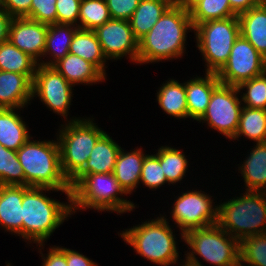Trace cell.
<instances>
[{
    "label": "cell",
    "mask_w": 266,
    "mask_h": 266,
    "mask_svg": "<svg viewBox=\"0 0 266 266\" xmlns=\"http://www.w3.org/2000/svg\"><path fill=\"white\" fill-rule=\"evenodd\" d=\"M51 191L64 193L67 202L49 197ZM72 215L71 190L23 186L22 240L28 245L45 244Z\"/></svg>",
    "instance_id": "cell-1"
},
{
    "label": "cell",
    "mask_w": 266,
    "mask_h": 266,
    "mask_svg": "<svg viewBox=\"0 0 266 266\" xmlns=\"http://www.w3.org/2000/svg\"><path fill=\"white\" fill-rule=\"evenodd\" d=\"M190 32H194V27L189 11L170 6L152 29L138 41L137 64L183 58L187 34Z\"/></svg>",
    "instance_id": "cell-2"
},
{
    "label": "cell",
    "mask_w": 266,
    "mask_h": 266,
    "mask_svg": "<svg viewBox=\"0 0 266 266\" xmlns=\"http://www.w3.org/2000/svg\"><path fill=\"white\" fill-rule=\"evenodd\" d=\"M167 217L166 214H159L154 219L148 218L118 232V236L150 263L158 266H179L184 260L179 258L182 253L178 251L177 234Z\"/></svg>",
    "instance_id": "cell-3"
},
{
    "label": "cell",
    "mask_w": 266,
    "mask_h": 266,
    "mask_svg": "<svg viewBox=\"0 0 266 266\" xmlns=\"http://www.w3.org/2000/svg\"><path fill=\"white\" fill-rule=\"evenodd\" d=\"M114 173H95L84 175L71 188L72 214L91 209L97 212H111L117 215L131 213L137 208Z\"/></svg>",
    "instance_id": "cell-4"
},
{
    "label": "cell",
    "mask_w": 266,
    "mask_h": 266,
    "mask_svg": "<svg viewBox=\"0 0 266 266\" xmlns=\"http://www.w3.org/2000/svg\"><path fill=\"white\" fill-rule=\"evenodd\" d=\"M33 139L31 136L16 151L24 170L25 186L71 190L70 182L62 172L57 138Z\"/></svg>",
    "instance_id": "cell-5"
},
{
    "label": "cell",
    "mask_w": 266,
    "mask_h": 266,
    "mask_svg": "<svg viewBox=\"0 0 266 266\" xmlns=\"http://www.w3.org/2000/svg\"><path fill=\"white\" fill-rule=\"evenodd\" d=\"M218 204L217 224L239 242L266 234V192L246 191Z\"/></svg>",
    "instance_id": "cell-6"
},
{
    "label": "cell",
    "mask_w": 266,
    "mask_h": 266,
    "mask_svg": "<svg viewBox=\"0 0 266 266\" xmlns=\"http://www.w3.org/2000/svg\"><path fill=\"white\" fill-rule=\"evenodd\" d=\"M184 243L188 250L183 260L189 266H206L204 261L212 266H240L239 241L218 224L186 232Z\"/></svg>",
    "instance_id": "cell-7"
},
{
    "label": "cell",
    "mask_w": 266,
    "mask_h": 266,
    "mask_svg": "<svg viewBox=\"0 0 266 266\" xmlns=\"http://www.w3.org/2000/svg\"><path fill=\"white\" fill-rule=\"evenodd\" d=\"M93 117L61 123L55 135L60 149L62 172L69 182L84 168L95 144L106 133L98 127Z\"/></svg>",
    "instance_id": "cell-8"
},
{
    "label": "cell",
    "mask_w": 266,
    "mask_h": 266,
    "mask_svg": "<svg viewBox=\"0 0 266 266\" xmlns=\"http://www.w3.org/2000/svg\"><path fill=\"white\" fill-rule=\"evenodd\" d=\"M239 35L238 17L210 20L194 27L195 45L205 62V73L217 74L223 68Z\"/></svg>",
    "instance_id": "cell-9"
},
{
    "label": "cell",
    "mask_w": 266,
    "mask_h": 266,
    "mask_svg": "<svg viewBox=\"0 0 266 266\" xmlns=\"http://www.w3.org/2000/svg\"><path fill=\"white\" fill-rule=\"evenodd\" d=\"M177 195L169 212L172 224L176 229L179 228V242L184 241V234L190 230L217 224L218 204L213 202L215 199L212 195L197 188L179 192Z\"/></svg>",
    "instance_id": "cell-10"
},
{
    "label": "cell",
    "mask_w": 266,
    "mask_h": 266,
    "mask_svg": "<svg viewBox=\"0 0 266 266\" xmlns=\"http://www.w3.org/2000/svg\"><path fill=\"white\" fill-rule=\"evenodd\" d=\"M74 86L71 85L54 67L37 65L32 81V100H40L47 109L63 117L64 122L81 117L68 118L73 99ZM69 119V120H68Z\"/></svg>",
    "instance_id": "cell-11"
},
{
    "label": "cell",
    "mask_w": 266,
    "mask_h": 266,
    "mask_svg": "<svg viewBox=\"0 0 266 266\" xmlns=\"http://www.w3.org/2000/svg\"><path fill=\"white\" fill-rule=\"evenodd\" d=\"M242 107L238 87L220 83L213 90L206 112L197 122L205 123L231 140L238 129Z\"/></svg>",
    "instance_id": "cell-12"
},
{
    "label": "cell",
    "mask_w": 266,
    "mask_h": 266,
    "mask_svg": "<svg viewBox=\"0 0 266 266\" xmlns=\"http://www.w3.org/2000/svg\"><path fill=\"white\" fill-rule=\"evenodd\" d=\"M265 71L266 59L240 34L226 64L216 75L220 83L238 87Z\"/></svg>",
    "instance_id": "cell-13"
},
{
    "label": "cell",
    "mask_w": 266,
    "mask_h": 266,
    "mask_svg": "<svg viewBox=\"0 0 266 266\" xmlns=\"http://www.w3.org/2000/svg\"><path fill=\"white\" fill-rule=\"evenodd\" d=\"M94 32L108 61L126 57L137 65L138 40L134 37L129 21L110 19Z\"/></svg>",
    "instance_id": "cell-14"
},
{
    "label": "cell",
    "mask_w": 266,
    "mask_h": 266,
    "mask_svg": "<svg viewBox=\"0 0 266 266\" xmlns=\"http://www.w3.org/2000/svg\"><path fill=\"white\" fill-rule=\"evenodd\" d=\"M48 25L28 19L13 18L9 27V40L39 63L45 51Z\"/></svg>",
    "instance_id": "cell-15"
},
{
    "label": "cell",
    "mask_w": 266,
    "mask_h": 266,
    "mask_svg": "<svg viewBox=\"0 0 266 266\" xmlns=\"http://www.w3.org/2000/svg\"><path fill=\"white\" fill-rule=\"evenodd\" d=\"M121 146L107 132L97 141L84 168L70 181L71 188L86 174L112 173Z\"/></svg>",
    "instance_id": "cell-16"
},
{
    "label": "cell",
    "mask_w": 266,
    "mask_h": 266,
    "mask_svg": "<svg viewBox=\"0 0 266 266\" xmlns=\"http://www.w3.org/2000/svg\"><path fill=\"white\" fill-rule=\"evenodd\" d=\"M32 102V81L20 73L0 71V108H27Z\"/></svg>",
    "instance_id": "cell-17"
},
{
    "label": "cell",
    "mask_w": 266,
    "mask_h": 266,
    "mask_svg": "<svg viewBox=\"0 0 266 266\" xmlns=\"http://www.w3.org/2000/svg\"><path fill=\"white\" fill-rule=\"evenodd\" d=\"M185 81L188 118L198 121L206 112L213 90L220 84L217 75L204 73Z\"/></svg>",
    "instance_id": "cell-18"
},
{
    "label": "cell",
    "mask_w": 266,
    "mask_h": 266,
    "mask_svg": "<svg viewBox=\"0 0 266 266\" xmlns=\"http://www.w3.org/2000/svg\"><path fill=\"white\" fill-rule=\"evenodd\" d=\"M71 85H95L104 83L106 76L91 62L68 53L52 65Z\"/></svg>",
    "instance_id": "cell-19"
},
{
    "label": "cell",
    "mask_w": 266,
    "mask_h": 266,
    "mask_svg": "<svg viewBox=\"0 0 266 266\" xmlns=\"http://www.w3.org/2000/svg\"><path fill=\"white\" fill-rule=\"evenodd\" d=\"M23 186L0 185V228L22 238Z\"/></svg>",
    "instance_id": "cell-20"
},
{
    "label": "cell",
    "mask_w": 266,
    "mask_h": 266,
    "mask_svg": "<svg viewBox=\"0 0 266 266\" xmlns=\"http://www.w3.org/2000/svg\"><path fill=\"white\" fill-rule=\"evenodd\" d=\"M249 150L245 160L237 164L238 173L244 179L246 191L266 192V142L256 143Z\"/></svg>",
    "instance_id": "cell-21"
},
{
    "label": "cell",
    "mask_w": 266,
    "mask_h": 266,
    "mask_svg": "<svg viewBox=\"0 0 266 266\" xmlns=\"http://www.w3.org/2000/svg\"><path fill=\"white\" fill-rule=\"evenodd\" d=\"M135 148L130 152L124 148L120 149L113 171L116 180L129 196L139 187L142 165L146 156L144 149Z\"/></svg>",
    "instance_id": "cell-22"
},
{
    "label": "cell",
    "mask_w": 266,
    "mask_h": 266,
    "mask_svg": "<svg viewBox=\"0 0 266 266\" xmlns=\"http://www.w3.org/2000/svg\"><path fill=\"white\" fill-rule=\"evenodd\" d=\"M19 110L23 111L21 108H0V144L14 151L32 136Z\"/></svg>",
    "instance_id": "cell-23"
},
{
    "label": "cell",
    "mask_w": 266,
    "mask_h": 266,
    "mask_svg": "<svg viewBox=\"0 0 266 266\" xmlns=\"http://www.w3.org/2000/svg\"><path fill=\"white\" fill-rule=\"evenodd\" d=\"M240 34L266 59V0L238 15Z\"/></svg>",
    "instance_id": "cell-24"
},
{
    "label": "cell",
    "mask_w": 266,
    "mask_h": 266,
    "mask_svg": "<svg viewBox=\"0 0 266 266\" xmlns=\"http://www.w3.org/2000/svg\"><path fill=\"white\" fill-rule=\"evenodd\" d=\"M156 95V101L166 115L178 120L188 118L185 81L180 83L179 80L168 78L158 88Z\"/></svg>",
    "instance_id": "cell-25"
},
{
    "label": "cell",
    "mask_w": 266,
    "mask_h": 266,
    "mask_svg": "<svg viewBox=\"0 0 266 266\" xmlns=\"http://www.w3.org/2000/svg\"><path fill=\"white\" fill-rule=\"evenodd\" d=\"M77 29V26L71 24L55 23L48 25L45 51L42 60L38 64L52 66L58 60L64 58L69 53L70 44Z\"/></svg>",
    "instance_id": "cell-26"
},
{
    "label": "cell",
    "mask_w": 266,
    "mask_h": 266,
    "mask_svg": "<svg viewBox=\"0 0 266 266\" xmlns=\"http://www.w3.org/2000/svg\"><path fill=\"white\" fill-rule=\"evenodd\" d=\"M69 53L94 64L106 77L108 60L104 56L99 40L92 30L77 29L70 44Z\"/></svg>",
    "instance_id": "cell-27"
},
{
    "label": "cell",
    "mask_w": 266,
    "mask_h": 266,
    "mask_svg": "<svg viewBox=\"0 0 266 266\" xmlns=\"http://www.w3.org/2000/svg\"><path fill=\"white\" fill-rule=\"evenodd\" d=\"M169 7V0H141L129 19L134 37L145 36Z\"/></svg>",
    "instance_id": "cell-28"
},
{
    "label": "cell",
    "mask_w": 266,
    "mask_h": 266,
    "mask_svg": "<svg viewBox=\"0 0 266 266\" xmlns=\"http://www.w3.org/2000/svg\"><path fill=\"white\" fill-rule=\"evenodd\" d=\"M243 136L254 141L253 144L266 142V110L242 107L238 129L231 141H239Z\"/></svg>",
    "instance_id": "cell-29"
},
{
    "label": "cell",
    "mask_w": 266,
    "mask_h": 266,
    "mask_svg": "<svg viewBox=\"0 0 266 266\" xmlns=\"http://www.w3.org/2000/svg\"><path fill=\"white\" fill-rule=\"evenodd\" d=\"M38 63L14 46L10 40L0 43V71L25 74L33 81Z\"/></svg>",
    "instance_id": "cell-30"
},
{
    "label": "cell",
    "mask_w": 266,
    "mask_h": 266,
    "mask_svg": "<svg viewBox=\"0 0 266 266\" xmlns=\"http://www.w3.org/2000/svg\"><path fill=\"white\" fill-rule=\"evenodd\" d=\"M188 156L184 154L183 149H177L171 145L158 147V159L160 161L163 173L166 176L168 185H178L183 181L188 173Z\"/></svg>",
    "instance_id": "cell-31"
},
{
    "label": "cell",
    "mask_w": 266,
    "mask_h": 266,
    "mask_svg": "<svg viewBox=\"0 0 266 266\" xmlns=\"http://www.w3.org/2000/svg\"><path fill=\"white\" fill-rule=\"evenodd\" d=\"M189 14L193 27L210 20L238 17L232 11L229 0H197Z\"/></svg>",
    "instance_id": "cell-32"
},
{
    "label": "cell",
    "mask_w": 266,
    "mask_h": 266,
    "mask_svg": "<svg viewBox=\"0 0 266 266\" xmlns=\"http://www.w3.org/2000/svg\"><path fill=\"white\" fill-rule=\"evenodd\" d=\"M110 19L106 0H81L78 29L94 31Z\"/></svg>",
    "instance_id": "cell-33"
},
{
    "label": "cell",
    "mask_w": 266,
    "mask_h": 266,
    "mask_svg": "<svg viewBox=\"0 0 266 266\" xmlns=\"http://www.w3.org/2000/svg\"><path fill=\"white\" fill-rule=\"evenodd\" d=\"M240 266H266V234L252 235L239 242Z\"/></svg>",
    "instance_id": "cell-34"
},
{
    "label": "cell",
    "mask_w": 266,
    "mask_h": 266,
    "mask_svg": "<svg viewBox=\"0 0 266 266\" xmlns=\"http://www.w3.org/2000/svg\"><path fill=\"white\" fill-rule=\"evenodd\" d=\"M0 185L25 186V175L17 153L0 144Z\"/></svg>",
    "instance_id": "cell-35"
},
{
    "label": "cell",
    "mask_w": 266,
    "mask_h": 266,
    "mask_svg": "<svg viewBox=\"0 0 266 266\" xmlns=\"http://www.w3.org/2000/svg\"><path fill=\"white\" fill-rule=\"evenodd\" d=\"M238 90L244 107L266 110V71L241 83Z\"/></svg>",
    "instance_id": "cell-36"
},
{
    "label": "cell",
    "mask_w": 266,
    "mask_h": 266,
    "mask_svg": "<svg viewBox=\"0 0 266 266\" xmlns=\"http://www.w3.org/2000/svg\"><path fill=\"white\" fill-rule=\"evenodd\" d=\"M163 169L161 167L160 161L158 159V148L155 154H146L141 175H140V184L145 185L148 190L154 191L159 189L163 185L167 184V179L165 174L163 173Z\"/></svg>",
    "instance_id": "cell-37"
},
{
    "label": "cell",
    "mask_w": 266,
    "mask_h": 266,
    "mask_svg": "<svg viewBox=\"0 0 266 266\" xmlns=\"http://www.w3.org/2000/svg\"><path fill=\"white\" fill-rule=\"evenodd\" d=\"M56 0H32L30 19L51 25L57 23Z\"/></svg>",
    "instance_id": "cell-38"
},
{
    "label": "cell",
    "mask_w": 266,
    "mask_h": 266,
    "mask_svg": "<svg viewBox=\"0 0 266 266\" xmlns=\"http://www.w3.org/2000/svg\"><path fill=\"white\" fill-rule=\"evenodd\" d=\"M81 0H56L57 23L78 27Z\"/></svg>",
    "instance_id": "cell-39"
},
{
    "label": "cell",
    "mask_w": 266,
    "mask_h": 266,
    "mask_svg": "<svg viewBox=\"0 0 266 266\" xmlns=\"http://www.w3.org/2000/svg\"><path fill=\"white\" fill-rule=\"evenodd\" d=\"M141 0H106L111 19L129 21Z\"/></svg>",
    "instance_id": "cell-40"
},
{
    "label": "cell",
    "mask_w": 266,
    "mask_h": 266,
    "mask_svg": "<svg viewBox=\"0 0 266 266\" xmlns=\"http://www.w3.org/2000/svg\"><path fill=\"white\" fill-rule=\"evenodd\" d=\"M45 244H36V249L38 248V253H40L42 265L40 266H68L65 256V247L52 245L47 249V254L42 252L44 251Z\"/></svg>",
    "instance_id": "cell-41"
},
{
    "label": "cell",
    "mask_w": 266,
    "mask_h": 266,
    "mask_svg": "<svg viewBox=\"0 0 266 266\" xmlns=\"http://www.w3.org/2000/svg\"><path fill=\"white\" fill-rule=\"evenodd\" d=\"M32 0H0V6L12 18L30 19V9Z\"/></svg>",
    "instance_id": "cell-42"
},
{
    "label": "cell",
    "mask_w": 266,
    "mask_h": 266,
    "mask_svg": "<svg viewBox=\"0 0 266 266\" xmlns=\"http://www.w3.org/2000/svg\"><path fill=\"white\" fill-rule=\"evenodd\" d=\"M65 256L68 266H99L96 261L70 248L65 247Z\"/></svg>",
    "instance_id": "cell-43"
},
{
    "label": "cell",
    "mask_w": 266,
    "mask_h": 266,
    "mask_svg": "<svg viewBox=\"0 0 266 266\" xmlns=\"http://www.w3.org/2000/svg\"><path fill=\"white\" fill-rule=\"evenodd\" d=\"M263 0H229L232 11L238 16L250 8L258 6Z\"/></svg>",
    "instance_id": "cell-44"
},
{
    "label": "cell",
    "mask_w": 266,
    "mask_h": 266,
    "mask_svg": "<svg viewBox=\"0 0 266 266\" xmlns=\"http://www.w3.org/2000/svg\"><path fill=\"white\" fill-rule=\"evenodd\" d=\"M13 18L0 6V43L9 40V27Z\"/></svg>",
    "instance_id": "cell-45"
},
{
    "label": "cell",
    "mask_w": 266,
    "mask_h": 266,
    "mask_svg": "<svg viewBox=\"0 0 266 266\" xmlns=\"http://www.w3.org/2000/svg\"><path fill=\"white\" fill-rule=\"evenodd\" d=\"M170 6L190 11L197 3V0H169Z\"/></svg>",
    "instance_id": "cell-46"
},
{
    "label": "cell",
    "mask_w": 266,
    "mask_h": 266,
    "mask_svg": "<svg viewBox=\"0 0 266 266\" xmlns=\"http://www.w3.org/2000/svg\"><path fill=\"white\" fill-rule=\"evenodd\" d=\"M179 266H189V265H187L186 263H182V264H180Z\"/></svg>",
    "instance_id": "cell-47"
},
{
    "label": "cell",
    "mask_w": 266,
    "mask_h": 266,
    "mask_svg": "<svg viewBox=\"0 0 266 266\" xmlns=\"http://www.w3.org/2000/svg\"><path fill=\"white\" fill-rule=\"evenodd\" d=\"M6 266H13L12 263L6 262Z\"/></svg>",
    "instance_id": "cell-48"
}]
</instances>
